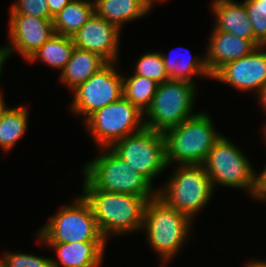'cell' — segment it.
I'll list each match as a JSON object with an SVG mask.
<instances>
[{
  "label": "cell",
  "mask_w": 266,
  "mask_h": 267,
  "mask_svg": "<svg viewBox=\"0 0 266 267\" xmlns=\"http://www.w3.org/2000/svg\"><path fill=\"white\" fill-rule=\"evenodd\" d=\"M136 63L134 74L147 77L158 84L170 80L161 52L145 53L140 56Z\"/></svg>",
  "instance_id": "cell-25"
},
{
  "label": "cell",
  "mask_w": 266,
  "mask_h": 267,
  "mask_svg": "<svg viewBox=\"0 0 266 267\" xmlns=\"http://www.w3.org/2000/svg\"><path fill=\"white\" fill-rule=\"evenodd\" d=\"M93 13V1L72 0L53 17L54 31L56 34L72 37Z\"/></svg>",
  "instance_id": "cell-20"
},
{
  "label": "cell",
  "mask_w": 266,
  "mask_h": 267,
  "mask_svg": "<svg viewBox=\"0 0 266 267\" xmlns=\"http://www.w3.org/2000/svg\"><path fill=\"white\" fill-rule=\"evenodd\" d=\"M57 213L38 230L44 243L106 241L101 234L89 203L81 195Z\"/></svg>",
  "instance_id": "cell-7"
},
{
  "label": "cell",
  "mask_w": 266,
  "mask_h": 267,
  "mask_svg": "<svg viewBox=\"0 0 266 267\" xmlns=\"http://www.w3.org/2000/svg\"><path fill=\"white\" fill-rule=\"evenodd\" d=\"M107 63L99 54L75 47L59 79L61 83L74 90Z\"/></svg>",
  "instance_id": "cell-18"
},
{
  "label": "cell",
  "mask_w": 266,
  "mask_h": 267,
  "mask_svg": "<svg viewBox=\"0 0 266 267\" xmlns=\"http://www.w3.org/2000/svg\"><path fill=\"white\" fill-rule=\"evenodd\" d=\"M50 10V19L56 16L72 0H46Z\"/></svg>",
  "instance_id": "cell-30"
},
{
  "label": "cell",
  "mask_w": 266,
  "mask_h": 267,
  "mask_svg": "<svg viewBox=\"0 0 266 267\" xmlns=\"http://www.w3.org/2000/svg\"><path fill=\"white\" fill-rule=\"evenodd\" d=\"M94 12L121 30V26L147 15L151 9L141 0H94Z\"/></svg>",
  "instance_id": "cell-19"
},
{
  "label": "cell",
  "mask_w": 266,
  "mask_h": 267,
  "mask_svg": "<svg viewBox=\"0 0 266 267\" xmlns=\"http://www.w3.org/2000/svg\"><path fill=\"white\" fill-rule=\"evenodd\" d=\"M263 135H264V139H265V143H266V124L264 125V129H263Z\"/></svg>",
  "instance_id": "cell-35"
},
{
  "label": "cell",
  "mask_w": 266,
  "mask_h": 267,
  "mask_svg": "<svg viewBox=\"0 0 266 267\" xmlns=\"http://www.w3.org/2000/svg\"><path fill=\"white\" fill-rule=\"evenodd\" d=\"M158 83L136 74L123 76V96L142 112L150 106L156 93Z\"/></svg>",
  "instance_id": "cell-24"
},
{
  "label": "cell",
  "mask_w": 266,
  "mask_h": 267,
  "mask_svg": "<svg viewBox=\"0 0 266 267\" xmlns=\"http://www.w3.org/2000/svg\"><path fill=\"white\" fill-rule=\"evenodd\" d=\"M115 64L108 62L72 91L70 108L74 115H83L85 121L97 110L123 97V76L116 71Z\"/></svg>",
  "instance_id": "cell-11"
},
{
  "label": "cell",
  "mask_w": 266,
  "mask_h": 267,
  "mask_svg": "<svg viewBox=\"0 0 266 267\" xmlns=\"http://www.w3.org/2000/svg\"><path fill=\"white\" fill-rule=\"evenodd\" d=\"M110 149L151 184L154 177L168 167L165 138L161 132L144 128L118 140Z\"/></svg>",
  "instance_id": "cell-10"
},
{
  "label": "cell",
  "mask_w": 266,
  "mask_h": 267,
  "mask_svg": "<svg viewBox=\"0 0 266 267\" xmlns=\"http://www.w3.org/2000/svg\"><path fill=\"white\" fill-rule=\"evenodd\" d=\"M3 95L0 92V113L3 110V108L6 106V102L4 101Z\"/></svg>",
  "instance_id": "cell-34"
},
{
  "label": "cell",
  "mask_w": 266,
  "mask_h": 267,
  "mask_svg": "<svg viewBox=\"0 0 266 267\" xmlns=\"http://www.w3.org/2000/svg\"><path fill=\"white\" fill-rule=\"evenodd\" d=\"M120 32V29L94 12L72 36V40L76 48L97 53L107 62L117 63Z\"/></svg>",
  "instance_id": "cell-14"
},
{
  "label": "cell",
  "mask_w": 266,
  "mask_h": 267,
  "mask_svg": "<svg viewBox=\"0 0 266 267\" xmlns=\"http://www.w3.org/2000/svg\"><path fill=\"white\" fill-rule=\"evenodd\" d=\"M53 247L57 258H51L52 267H100L107 241H84L70 243H44ZM59 262V263H58Z\"/></svg>",
  "instance_id": "cell-16"
},
{
  "label": "cell",
  "mask_w": 266,
  "mask_h": 267,
  "mask_svg": "<svg viewBox=\"0 0 266 267\" xmlns=\"http://www.w3.org/2000/svg\"><path fill=\"white\" fill-rule=\"evenodd\" d=\"M196 83L168 80L158 84L150 106L144 112L145 128L164 133L195 115Z\"/></svg>",
  "instance_id": "cell-5"
},
{
  "label": "cell",
  "mask_w": 266,
  "mask_h": 267,
  "mask_svg": "<svg viewBox=\"0 0 266 267\" xmlns=\"http://www.w3.org/2000/svg\"><path fill=\"white\" fill-rule=\"evenodd\" d=\"M28 108L5 106L0 113V148L10 151L23 137L28 126Z\"/></svg>",
  "instance_id": "cell-21"
},
{
  "label": "cell",
  "mask_w": 266,
  "mask_h": 267,
  "mask_svg": "<svg viewBox=\"0 0 266 267\" xmlns=\"http://www.w3.org/2000/svg\"><path fill=\"white\" fill-rule=\"evenodd\" d=\"M258 96V101H259V105H261L260 107H262V109L264 110V112H266V83L263 85V87L261 88L260 92L257 94Z\"/></svg>",
  "instance_id": "cell-31"
},
{
  "label": "cell",
  "mask_w": 266,
  "mask_h": 267,
  "mask_svg": "<svg viewBox=\"0 0 266 267\" xmlns=\"http://www.w3.org/2000/svg\"><path fill=\"white\" fill-rule=\"evenodd\" d=\"M0 267H6L1 260H0Z\"/></svg>",
  "instance_id": "cell-37"
},
{
  "label": "cell",
  "mask_w": 266,
  "mask_h": 267,
  "mask_svg": "<svg viewBox=\"0 0 266 267\" xmlns=\"http://www.w3.org/2000/svg\"><path fill=\"white\" fill-rule=\"evenodd\" d=\"M206 48L205 63L211 76L224 64L251 54L260 45L232 33L212 31Z\"/></svg>",
  "instance_id": "cell-15"
},
{
  "label": "cell",
  "mask_w": 266,
  "mask_h": 267,
  "mask_svg": "<svg viewBox=\"0 0 266 267\" xmlns=\"http://www.w3.org/2000/svg\"><path fill=\"white\" fill-rule=\"evenodd\" d=\"M157 195L191 220L208 204L214 188L203 165H178Z\"/></svg>",
  "instance_id": "cell-6"
},
{
  "label": "cell",
  "mask_w": 266,
  "mask_h": 267,
  "mask_svg": "<svg viewBox=\"0 0 266 267\" xmlns=\"http://www.w3.org/2000/svg\"><path fill=\"white\" fill-rule=\"evenodd\" d=\"M247 264V265H246ZM245 264V267H266V261L265 260H254V261H250L248 263Z\"/></svg>",
  "instance_id": "cell-32"
},
{
  "label": "cell",
  "mask_w": 266,
  "mask_h": 267,
  "mask_svg": "<svg viewBox=\"0 0 266 267\" xmlns=\"http://www.w3.org/2000/svg\"><path fill=\"white\" fill-rule=\"evenodd\" d=\"M0 260L6 267H52L51 258L34 254L7 252Z\"/></svg>",
  "instance_id": "cell-27"
},
{
  "label": "cell",
  "mask_w": 266,
  "mask_h": 267,
  "mask_svg": "<svg viewBox=\"0 0 266 267\" xmlns=\"http://www.w3.org/2000/svg\"><path fill=\"white\" fill-rule=\"evenodd\" d=\"M83 182L82 196L91 206L106 240L111 234H129L142 229L147 202L154 197L98 190L85 177Z\"/></svg>",
  "instance_id": "cell-1"
},
{
  "label": "cell",
  "mask_w": 266,
  "mask_h": 267,
  "mask_svg": "<svg viewBox=\"0 0 266 267\" xmlns=\"http://www.w3.org/2000/svg\"><path fill=\"white\" fill-rule=\"evenodd\" d=\"M84 125L99 148H110L145 128L144 112L123 96L91 114Z\"/></svg>",
  "instance_id": "cell-9"
},
{
  "label": "cell",
  "mask_w": 266,
  "mask_h": 267,
  "mask_svg": "<svg viewBox=\"0 0 266 267\" xmlns=\"http://www.w3.org/2000/svg\"><path fill=\"white\" fill-rule=\"evenodd\" d=\"M212 79L224 82L241 93L254 91L258 94L266 83V46H259L251 54L224 64L212 75Z\"/></svg>",
  "instance_id": "cell-13"
},
{
  "label": "cell",
  "mask_w": 266,
  "mask_h": 267,
  "mask_svg": "<svg viewBox=\"0 0 266 267\" xmlns=\"http://www.w3.org/2000/svg\"><path fill=\"white\" fill-rule=\"evenodd\" d=\"M10 14L31 15L41 19H50V10L46 0H16L11 5Z\"/></svg>",
  "instance_id": "cell-28"
},
{
  "label": "cell",
  "mask_w": 266,
  "mask_h": 267,
  "mask_svg": "<svg viewBox=\"0 0 266 267\" xmlns=\"http://www.w3.org/2000/svg\"><path fill=\"white\" fill-rule=\"evenodd\" d=\"M244 4L252 24L254 40L260 46H266V0H245Z\"/></svg>",
  "instance_id": "cell-26"
},
{
  "label": "cell",
  "mask_w": 266,
  "mask_h": 267,
  "mask_svg": "<svg viewBox=\"0 0 266 267\" xmlns=\"http://www.w3.org/2000/svg\"><path fill=\"white\" fill-rule=\"evenodd\" d=\"M10 44L0 47L2 65L16 51L27 61L53 34V21L31 15L9 14Z\"/></svg>",
  "instance_id": "cell-12"
},
{
  "label": "cell",
  "mask_w": 266,
  "mask_h": 267,
  "mask_svg": "<svg viewBox=\"0 0 266 267\" xmlns=\"http://www.w3.org/2000/svg\"><path fill=\"white\" fill-rule=\"evenodd\" d=\"M225 136H221L209 151L203 167L212 186L241 188L252 198L256 189V173L246 155Z\"/></svg>",
  "instance_id": "cell-8"
},
{
  "label": "cell",
  "mask_w": 266,
  "mask_h": 267,
  "mask_svg": "<svg viewBox=\"0 0 266 267\" xmlns=\"http://www.w3.org/2000/svg\"><path fill=\"white\" fill-rule=\"evenodd\" d=\"M74 48L72 37L55 33L27 61L31 63L41 60L47 66L62 71L66 67Z\"/></svg>",
  "instance_id": "cell-22"
},
{
  "label": "cell",
  "mask_w": 266,
  "mask_h": 267,
  "mask_svg": "<svg viewBox=\"0 0 266 267\" xmlns=\"http://www.w3.org/2000/svg\"><path fill=\"white\" fill-rule=\"evenodd\" d=\"M207 112H197L176 127L166 130L165 151L167 166L175 161L179 165H202L222 136Z\"/></svg>",
  "instance_id": "cell-2"
},
{
  "label": "cell",
  "mask_w": 266,
  "mask_h": 267,
  "mask_svg": "<svg viewBox=\"0 0 266 267\" xmlns=\"http://www.w3.org/2000/svg\"><path fill=\"white\" fill-rule=\"evenodd\" d=\"M2 68H3V65H2V62H1V57H0V76H1V72H2Z\"/></svg>",
  "instance_id": "cell-36"
},
{
  "label": "cell",
  "mask_w": 266,
  "mask_h": 267,
  "mask_svg": "<svg viewBox=\"0 0 266 267\" xmlns=\"http://www.w3.org/2000/svg\"><path fill=\"white\" fill-rule=\"evenodd\" d=\"M161 56L164 61L166 72L171 80H183L194 83L193 77L203 76V78H212L207 70L205 57H192L191 54L190 56L187 55V57H181L180 55L175 57L173 54V57L172 54L165 55L164 53H161Z\"/></svg>",
  "instance_id": "cell-23"
},
{
  "label": "cell",
  "mask_w": 266,
  "mask_h": 267,
  "mask_svg": "<svg viewBox=\"0 0 266 267\" xmlns=\"http://www.w3.org/2000/svg\"><path fill=\"white\" fill-rule=\"evenodd\" d=\"M211 7L216 20L212 31H223L243 39L254 40L252 24L244 2L213 0Z\"/></svg>",
  "instance_id": "cell-17"
},
{
  "label": "cell",
  "mask_w": 266,
  "mask_h": 267,
  "mask_svg": "<svg viewBox=\"0 0 266 267\" xmlns=\"http://www.w3.org/2000/svg\"><path fill=\"white\" fill-rule=\"evenodd\" d=\"M266 201V165L261 173L256 175V189L252 199Z\"/></svg>",
  "instance_id": "cell-29"
},
{
  "label": "cell",
  "mask_w": 266,
  "mask_h": 267,
  "mask_svg": "<svg viewBox=\"0 0 266 267\" xmlns=\"http://www.w3.org/2000/svg\"><path fill=\"white\" fill-rule=\"evenodd\" d=\"M191 228L192 220L158 195L147 202L142 230L145 229L154 252L160 255L162 267L179 253Z\"/></svg>",
  "instance_id": "cell-3"
},
{
  "label": "cell",
  "mask_w": 266,
  "mask_h": 267,
  "mask_svg": "<svg viewBox=\"0 0 266 267\" xmlns=\"http://www.w3.org/2000/svg\"><path fill=\"white\" fill-rule=\"evenodd\" d=\"M101 154L82 169L84 177L98 190L125 193L140 197H155L157 190L140 173L119 158L110 148H100Z\"/></svg>",
  "instance_id": "cell-4"
},
{
  "label": "cell",
  "mask_w": 266,
  "mask_h": 267,
  "mask_svg": "<svg viewBox=\"0 0 266 267\" xmlns=\"http://www.w3.org/2000/svg\"><path fill=\"white\" fill-rule=\"evenodd\" d=\"M141 1H143L150 9H153V5L155 4L154 1L156 0H141ZM159 1L165 2V0H159Z\"/></svg>",
  "instance_id": "cell-33"
}]
</instances>
